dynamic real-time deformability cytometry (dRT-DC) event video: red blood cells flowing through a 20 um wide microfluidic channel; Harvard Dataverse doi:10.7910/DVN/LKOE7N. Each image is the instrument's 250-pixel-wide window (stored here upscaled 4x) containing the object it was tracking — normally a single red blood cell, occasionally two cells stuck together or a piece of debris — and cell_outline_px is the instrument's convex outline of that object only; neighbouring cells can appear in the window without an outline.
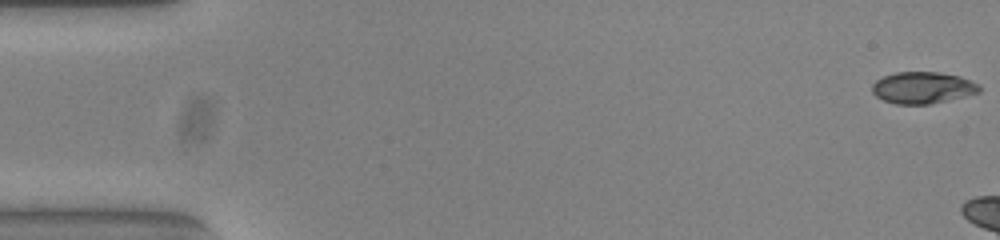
{"species": "common noctule bat (a hibernating species)", "species_latin": "Nyctalus noctula", "temperature_condition": "warm", "stored_images_in_passage": 8, "camera_frame_rate_fps": 3000, "um_per_image_px": 0.085, "animal": {"sex": "female", "body_mass_g": 23.0, "forearm_length_mm": 53.4}, "frame": {"image": 1, "passage_image": 1, "time_ms": 0.0, "image_size_px": [1000, 240], "cell_outline_px": [[980, 92], [964, 96], [928, 104], [896, 104], [884, 100], [876, 96], [872, 92], [872, 84], [876, 80], [884, 76], [896, 72], [940, 72], [960, 76], [980, 84]], "centroid_in_image_um": [78.43, 7.44], "position_along_channel_um": 6.6, "area_um2": 19.71}}